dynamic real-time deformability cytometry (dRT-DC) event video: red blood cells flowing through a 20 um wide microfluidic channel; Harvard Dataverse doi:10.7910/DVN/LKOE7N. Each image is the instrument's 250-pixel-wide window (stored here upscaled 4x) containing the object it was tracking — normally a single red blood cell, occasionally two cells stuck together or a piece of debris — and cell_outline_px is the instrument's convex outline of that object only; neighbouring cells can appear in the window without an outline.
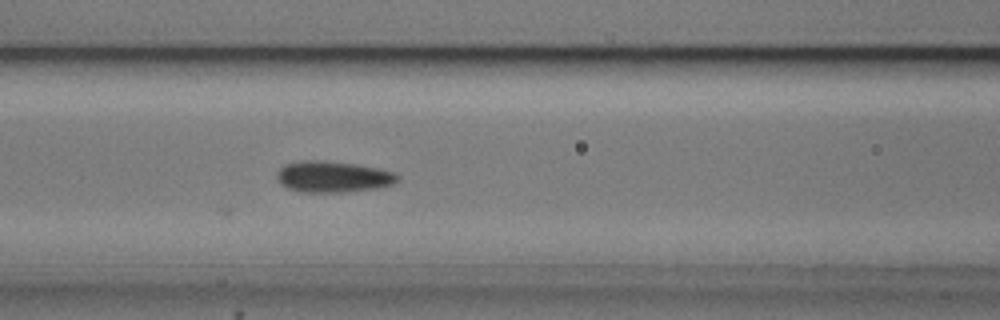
{"species": "common noctule bat (a hibernating species)", "species_latin": "Nyctalus noctula", "temperature_condition": "cold", "stored_images_in_passage": 6, "camera_frame_rate_fps": 3000, "um_per_image_px": 0.085, "animal": {"sex": "male", "body_mass_g": 20.5, "forearm_length_mm": 52.5}, "frame": {"image": 1, "passage_image": 6, "time_ms": 6.667, "image_size_px": [1000, 320], "cell_outline_px": [[400, 180], [392, 184], [376, 188], [344, 192], [300, 192], [288, 188], [280, 184], [276, 180], [276, 172], [284, 164], [304, 160], [320, 160], [356, 164], [380, 168], [392, 172], [400, 176]], "centroid_in_image_um": [28.27, 15.02], "position_along_channel_um": 138.3, "area_um2": 22.14}}